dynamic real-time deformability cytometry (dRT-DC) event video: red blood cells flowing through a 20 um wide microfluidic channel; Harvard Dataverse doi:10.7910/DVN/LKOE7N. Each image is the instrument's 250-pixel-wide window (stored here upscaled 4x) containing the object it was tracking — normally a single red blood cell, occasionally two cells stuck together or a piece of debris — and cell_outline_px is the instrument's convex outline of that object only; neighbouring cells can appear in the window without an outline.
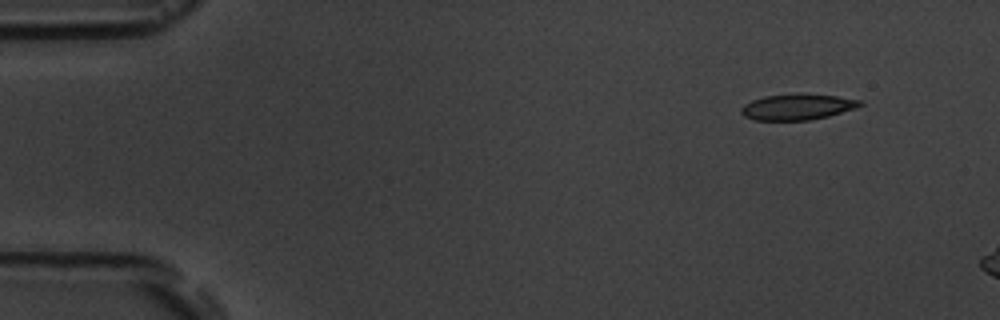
{"species": "common noctule bat (a hibernating species)", "species_latin": "Nyctalus noctula", "temperature_condition": "room temperature", "stored_images_in_passage": 3, "camera_frame_rate_fps": 3000, "um_per_image_px": 0.085, "animal": {"sex": "male", "body_mass_g": 19.5, "forearm_length_mm": 54.6}, "frame": {"image": 1, "passage_image": 1, "time_ms": 0.0, "image_size_px": [1000, 320], "cell_outline_px": [[864, 104], [856, 108], [828, 116], [808, 120], [752, 120], [744, 116], [740, 112], [740, 108], [744, 104], [752, 100], [764, 96], [800, 92], [836, 96], [864, 100]], "centroid_in_image_um": [67.78, 9.06], "position_along_channel_um": 17.2, "area_um2": 18.32}}